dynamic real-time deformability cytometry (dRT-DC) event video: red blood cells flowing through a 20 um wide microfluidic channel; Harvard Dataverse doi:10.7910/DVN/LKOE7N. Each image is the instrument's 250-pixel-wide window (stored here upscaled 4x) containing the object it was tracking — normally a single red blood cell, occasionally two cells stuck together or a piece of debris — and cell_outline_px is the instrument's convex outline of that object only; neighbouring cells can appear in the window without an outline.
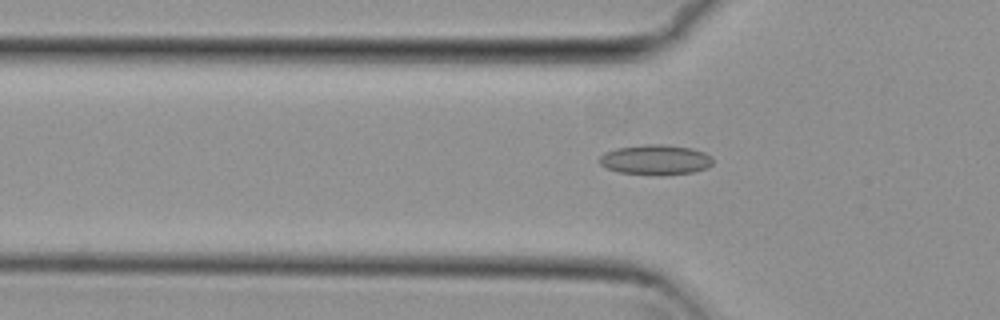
{"species": "common noctule bat (a hibernating species)", "species_latin": "Nyctalus noctula", "temperature_condition": "cold", "stored_images_in_passage": 55, "camera_frame_rate_fps": 3000, "um_per_image_px": 0.085, "animal": {"sex": "female", "body_mass_g": 29.2, "forearm_length_mm": 56.3}, "frame": {"image": 1, "passage_image": 18, "time_ms": 5.667, "image_size_px": [1000, 320], "cell_outline_px": [[712, 164], [708, 168], [692, 172], [620, 172], [608, 168], [600, 164], [600, 156], [604, 152], [616, 148], [644, 144], [664, 144], [692, 148], [704, 152], [712, 156]], "centroid_in_image_um": [55.74, 13.51], "position_along_channel_um": 70.1, "area_um2": 19.02}}
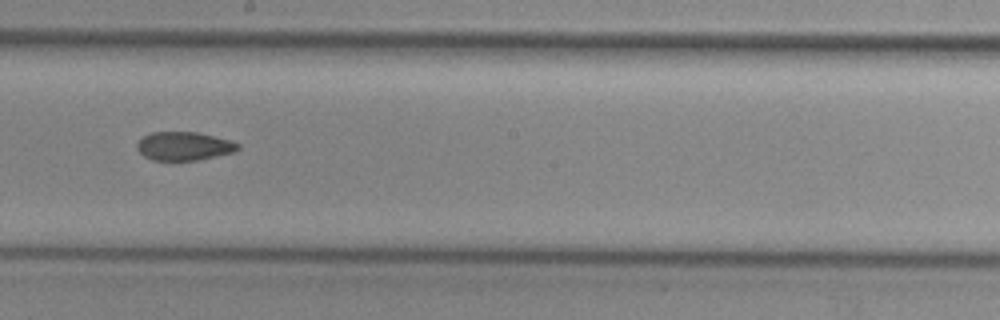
{"frame": {"image": 2, "passage_image": 31, "time_ms": 10.0, "image_size_px": [1000, 320], "cell_outline_px": [[240, 148], [236, 152], [196, 160], [152, 160], [144, 156], [136, 148], [136, 144], [144, 136], [152, 132], [196, 132], [228, 140], [240, 144]], "centroid_in_image_um": [15.64, 12.42], "position_along_channel_um": 232.6, "area_um2": 16.65}}
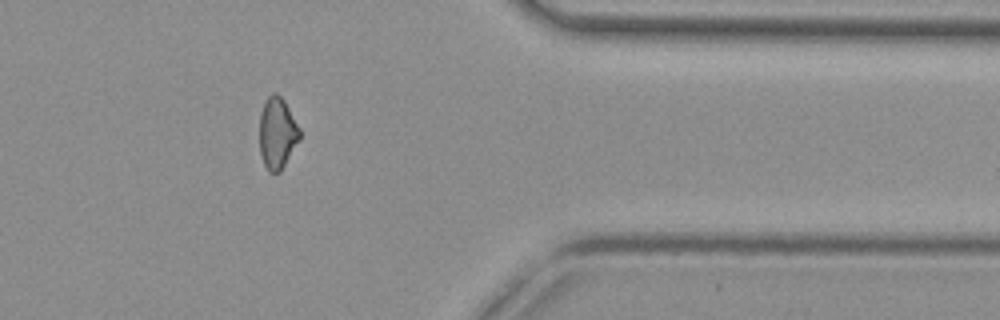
{"frame": {"image": 3, "passage_image": 45, "time_ms": 14.667, "image_size_px": [1000, 320], "cell_outline_px": [[300, 140], [280, 172], [268, 172], [264, 164], [260, 152], [260, 112], [268, 96], [272, 92], [276, 92], [284, 100], [300, 128]], "centroid_in_image_um": [23.57, 11.31], "position_along_channel_um": 387.8, "area_um2": 16.76}, "authors_computed_cell_mechanics": {"area_um2": 17.6868, "velocity_mm_per_s": 3.741, "shape_relaxation_time_tau1_ms": null, "shape_relaxation_time_tau2_ms": 5.9962, "deformation_change_tau1": null, "deformation_change_tau2": 0.0977}}